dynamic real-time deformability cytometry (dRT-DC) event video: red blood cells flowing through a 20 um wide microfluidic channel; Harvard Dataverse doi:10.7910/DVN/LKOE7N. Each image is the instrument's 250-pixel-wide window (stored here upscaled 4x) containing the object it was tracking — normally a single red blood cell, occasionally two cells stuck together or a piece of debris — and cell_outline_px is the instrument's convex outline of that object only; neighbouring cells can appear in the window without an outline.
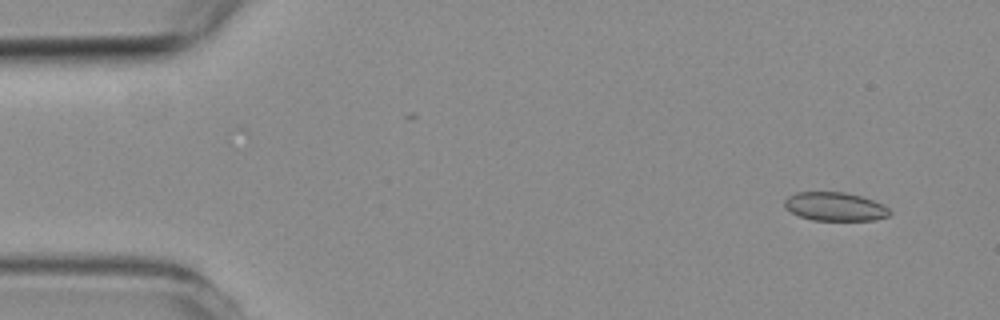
{"species": "common noctule bat (a hibernating species)", "species_latin": "Nyctalus noctula", "temperature_condition": "room temperature", "stored_images_in_passage": 5, "segment_of_instrument_passage": [1, 2], "camera_frame_rate_fps": 3000, "um_per_image_px": 0.085, "animal": {"sex": "female", "body_mass_g": 19.3, "forearm_length_mm": 54.1}, "frame": {"image": 1, "passage_image": 1, "time_ms": 0.0, "image_size_px": [1000, 320], "cell_outline_px": [[892, 212], [888, 216], [872, 220], [812, 220], [800, 216], [784, 208], [784, 200], [788, 196], [796, 192], [844, 192], [860, 196], [884, 204]], "centroid_in_image_um": [70.96, 17.55], "position_along_channel_um": 14.0, "area_um2": 17.51}}
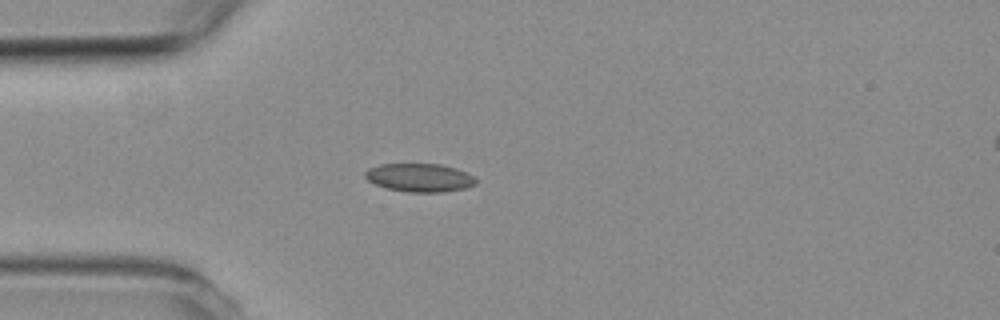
{"frame": {"image": 2, "passage_image": 4, "time_ms": 3.333, "image_size_px": [1000, 320], "cell_outline_px": [[476, 184], [468, 188], [444, 192], [408, 192], [388, 188], [376, 184], [368, 180], [364, 176], [364, 172], [368, 168], [380, 164], [440, 164], [456, 168], [472, 176], [476, 180]], "centroid_in_image_um": [35.66, 15.1], "position_along_channel_um": 49.3, "area_um2": 18.26}}